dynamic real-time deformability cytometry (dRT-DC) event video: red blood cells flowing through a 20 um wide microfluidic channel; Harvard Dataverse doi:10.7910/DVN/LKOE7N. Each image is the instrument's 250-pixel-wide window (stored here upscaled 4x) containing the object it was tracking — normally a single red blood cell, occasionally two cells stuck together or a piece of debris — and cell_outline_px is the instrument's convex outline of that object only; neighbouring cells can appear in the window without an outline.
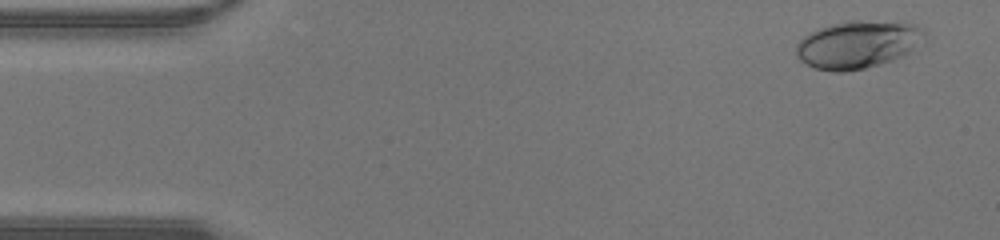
{"species": "human", "species_latin": "Homo sapiens", "temperature_condition": "warm", "stored_images_in_passage": 43, "camera_frame_rate_fps": 3000, "um_per_image_px": 0.085, "donor": {"sex": "male"}, "frame": {"image": 1, "passage_image": 2, "time_ms": 0.333, "image_size_px": [1000, 240], "cell_outline_px": [[924, 36], [908, 52], [892, 60], [880, 64], [864, 68], [844, 72], [832, 72], [816, 68], [804, 64], [796, 56], [796, 44], [808, 32], [832, 24], [848, 20], [904, 20], [916, 24], [924, 28]], "centroid_in_image_um": [72.89, 3.75], "position_along_channel_um": 12.1, "area_um2": 36.01}}
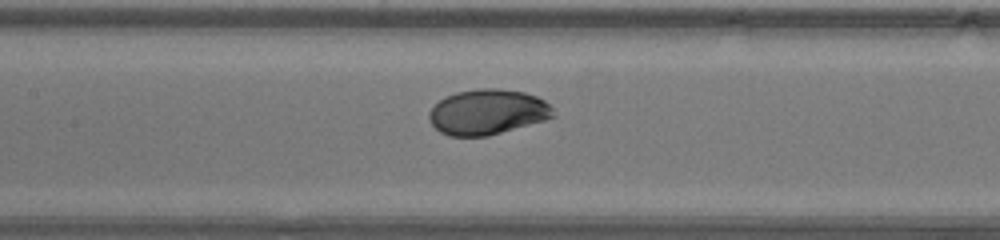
{"frame": {"image": 2, "passage_image": 19, "time_ms": 6.0, "image_size_px": [1000, 240], "cell_outline_px": [[556, 116], [544, 120], [488, 136], [448, 136], [440, 132], [432, 124], [428, 116], [428, 112], [440, 100], [456, 92], [480, 88], [496, 88], [524, 92], [536, 96], [544, 100], [552, 108]], "centroid_in_image_um": [41.44, 9.52], "position_along_channel_um": 166.0, "area_um2": 32.6}}
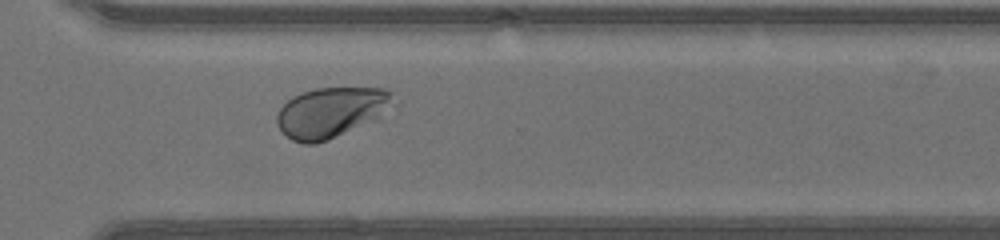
{"frame": {"image": 3, "passage_image": 30, "time_ms": 9.667, "image_size_px": [1000, 240], "cell_outline_px": [[392, 96], [380, 116], [328, 140], [316, 144], [304, 144], [292, 140], [276, 124], [276, 116], [280, 108], [292, 96], [300, 92], [316, 88], [388, 88]], "centroid_in_image_um": [28.03, 9.54], "position_along_channel_um": 342.6, "area_um2": 33.29}}